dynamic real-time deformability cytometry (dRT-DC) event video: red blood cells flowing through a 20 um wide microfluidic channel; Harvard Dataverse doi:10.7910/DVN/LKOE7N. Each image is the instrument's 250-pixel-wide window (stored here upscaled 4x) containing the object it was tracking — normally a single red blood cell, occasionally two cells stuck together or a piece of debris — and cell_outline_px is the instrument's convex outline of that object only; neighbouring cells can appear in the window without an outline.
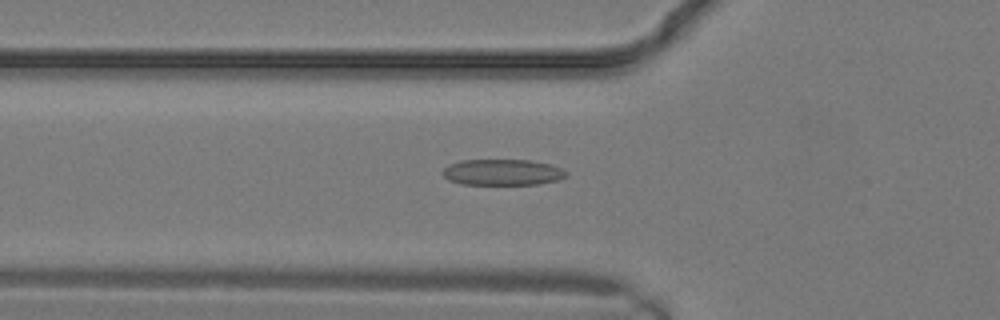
{"species": "common noctule bat (a hibernating species)", "species_latin": "Nyctalus noctula", "temperature_condition": "warm", "stored_images_in_passage": 16, "camera_frame_rate_fps": 3000, "um_per_image_px": 0.085, "animal": {"sex": "male", "body_mass_g": 19.2, "forearm_length_mm": 51.8}, "frame": {"image": 1, "passage_image": 9, "time_ms": 2.667, "image_size_px": [1000, 320], "cell_outline_px": [[568, 176], [560, 180], [536, 184], [460, 184], [448, 180], [440, 172], [448, 164], [460, 160], [532, 160], [548, 164], [560, 168], [568, 172]], "centroid_in_image_um": [42.69, 14.64], "position_along_channel_um": 83.1, "area_um2": 18.9}}
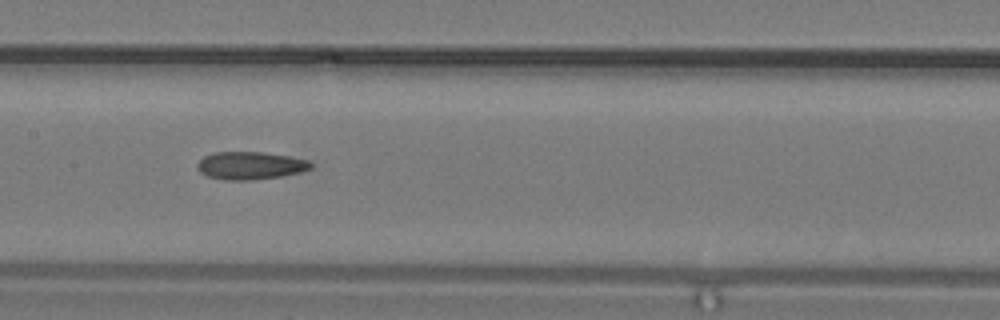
{"frame": {"image": 2, "passage_image": 13, "time_ms": 4.0, "image_size_px": [1000, 320], "cell_outline_px": [[312, 168], [300, 172], [280, 176], [252, 180], [224, 180], [208, 176], [200, 172], [196, 168], [196, 164], [204, 156], [216, 152], [264, 152], [288, 156], [308, 160], [312, 164]], "centroid_in_image_um": [21.25, 14.07], "position_along_channel_um": 186.1, "area_um2": 18.32}}
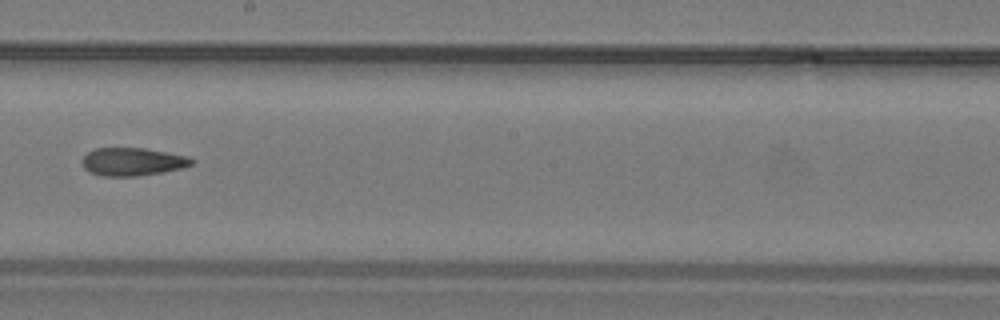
{"frame": {"image": 3, "passage_image": 15, "time_ms": 4.667, "image_size_px": [1000, 320], "cell_outline_px": [[196, 160], [192, 164], [180, 168], [164, 172], [136, 176], [100, 176], [84, 168], [84, 156], [88, 152], [96, 148], [144, 148], [188, 156]], "centroid_in_image_um": [11.3, 13.74], "position_along_channel_um": 236.9, "area_um2": 17.69}}